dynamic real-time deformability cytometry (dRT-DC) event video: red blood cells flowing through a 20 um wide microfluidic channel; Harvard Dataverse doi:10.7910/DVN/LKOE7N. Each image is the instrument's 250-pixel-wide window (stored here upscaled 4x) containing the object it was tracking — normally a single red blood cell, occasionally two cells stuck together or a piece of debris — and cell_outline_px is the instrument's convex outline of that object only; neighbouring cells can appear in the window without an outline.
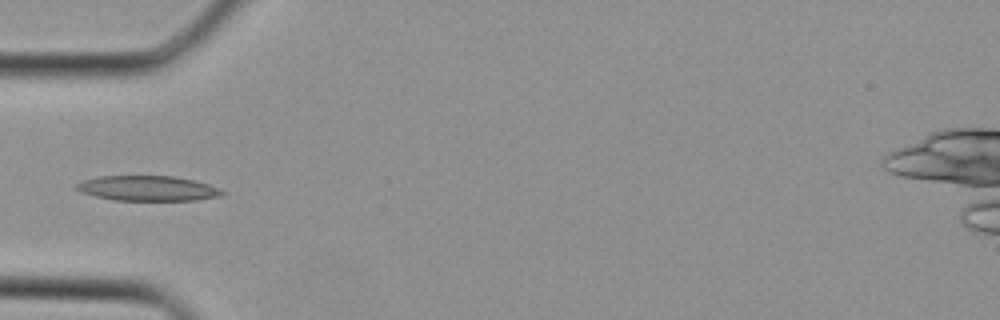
{"species": "Egyptian fruit bat (a non-hibernating species)", "species_latin": "Rousettus aegyptiacus", "temperature_condition": "cold", "stored_images_in_passage": 27, "camera_frame_rate_fps": 3000, "um_per_image_px": 0.085, "animal": {"sex": "female"}, "frame": {"image": 1, "passage_image": 3, "time_ms": 0.667, "image_size_px": [1000, 320], "cell_outline_px": [[224, 192], [220, 196], [196, 200], [116, 200], [96, 196], [80, 192], [72, 188], [72, 184], [84, 180], [100, 176], [172, 176], [192, 180], [208, 184]], "centroid_in_image_um": [12.46, 16.0], "position_along_channel_um": 72.5, "area_um2": 21.15}}
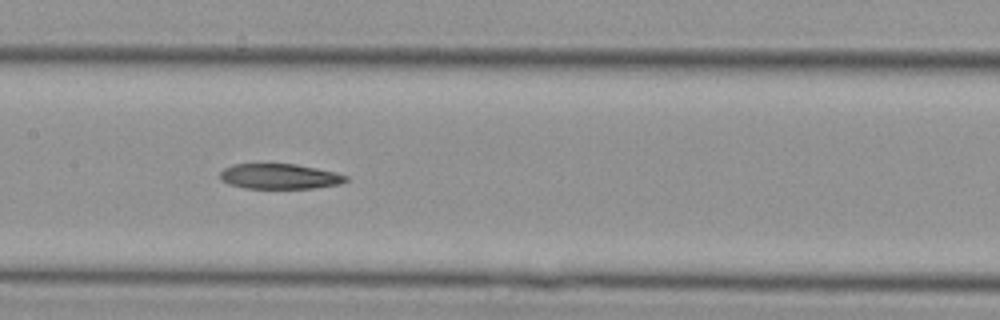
{"frame": {"image": 2, "passage_image": 9, "time_ms": 2.667, "image_size_px": [1000, 320], "cell_outline_px": [[348, 180], [340, 184], [312, 188], [244, 188], [228, 184], [220, 180], [220, 172], [224, 168], [232, 164], [296, 164], [336, 172], [348, 176]], "centroid_in_image_um": [23.75, 14.99], "position_along_channel_um": 183.6, "area_um2": 18.55}}
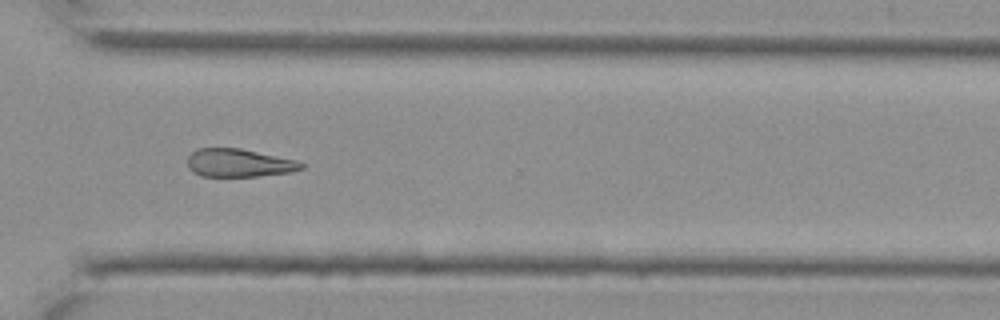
{"frame": {"image": 3, "passage_image": 18, "time_ms": 5.667, "image_size_px": [1000, 320], "cell_outline_px": [[304, 168], [292, 172], [256, 176], [200, 176], [192, 172], [188, 168], [188, 156], [196, 148], [240, 148], [296, 160], [304, 164]], "centroid_in_image_um": [20.29, 13.85], "position_along_channel_um": 350.3, "area_um2": 18.67}}